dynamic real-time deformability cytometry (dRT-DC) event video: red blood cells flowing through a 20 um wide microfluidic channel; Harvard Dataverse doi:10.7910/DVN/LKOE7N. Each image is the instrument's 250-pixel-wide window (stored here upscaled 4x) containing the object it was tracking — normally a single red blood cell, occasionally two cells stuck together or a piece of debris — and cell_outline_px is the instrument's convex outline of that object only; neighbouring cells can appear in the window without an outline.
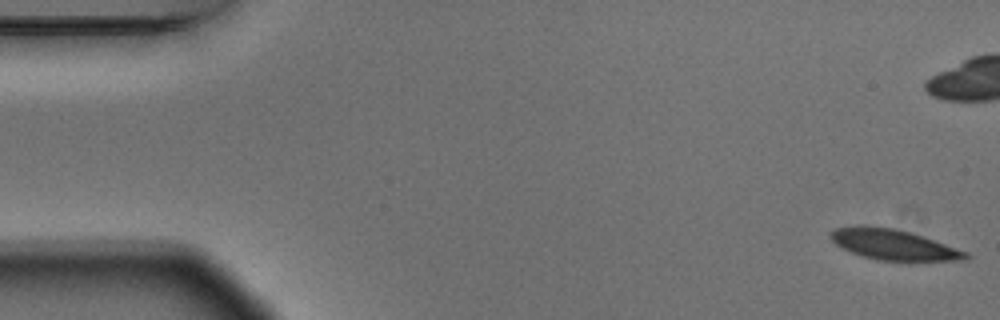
{"species": "Egyptian fruit bat (a non-hibernating species)", "species_latin": "Rousettus aegyptiacus", "temperature_condition": "warm", "stored_images_in_passage": 4, "camera_frame_rate_fps": 3000, "um_per_image_px": 0.085, "animal": {"sex": "male"}, "frame": {"image": 1, "passage_image": 1, "time_ms": 0.0, "image_size_px": [1000, 320], "cell_outline_px": [[972, 256], [968, 260], [908, 264], [876, 260], [860, 256], [836, 244], [828, 236], [836, 228], [856, 224], [864, 224], [892, 228], [924, 236], [968, 252]], "centroid_in_image_um": [76.04, 20.85], "position_along_channel_um": 9.0, "area_um2": 25.37}}